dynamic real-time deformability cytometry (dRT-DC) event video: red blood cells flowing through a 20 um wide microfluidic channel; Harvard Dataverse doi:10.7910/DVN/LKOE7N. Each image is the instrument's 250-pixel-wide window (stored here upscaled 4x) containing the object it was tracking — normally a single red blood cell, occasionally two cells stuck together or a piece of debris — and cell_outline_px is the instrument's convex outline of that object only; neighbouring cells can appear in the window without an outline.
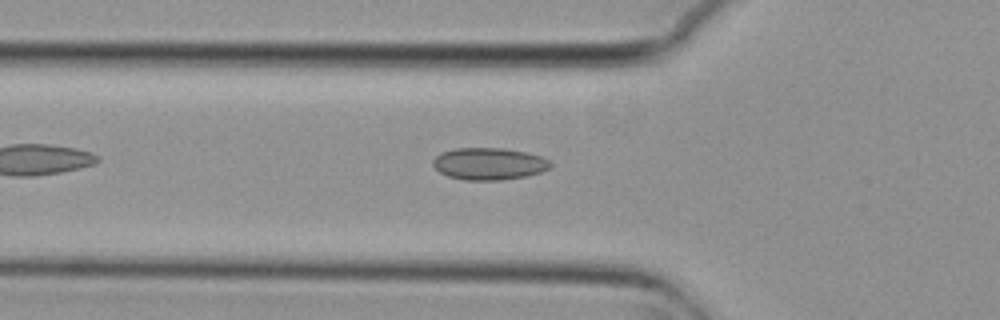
{"species": "common noctule bat (a hibernating species)", "species_latin": "Nyctalus noctula", "temperature_condition": "cold", "stored_images_in_passage": 41, "camera_frame_rate_fps": 3000, "um_per_image_px": 0.085, "animal": {"sex": "female", "body_mass_g": 29.2, "forearm_length_mm": 56.3}, "frame": {"image": 1, "passage_image": 10, "time_ms": 3.0, "image_size_px": [1000, 320], "cell_outline_px": [[552, 164], [548, 168], [540, 172], [524, 176], [500, 180], [464, 180], [448, 176], [440, 172], [432, 164], [432, 160], [440, 152], [456, 148], [504, 148], [524, 152], [540, 156], [548, 160]], "centroid_in_image_um": [41.52, 13.91], "position_along_channel_um": 84.3, "area_um2": 21.79}}
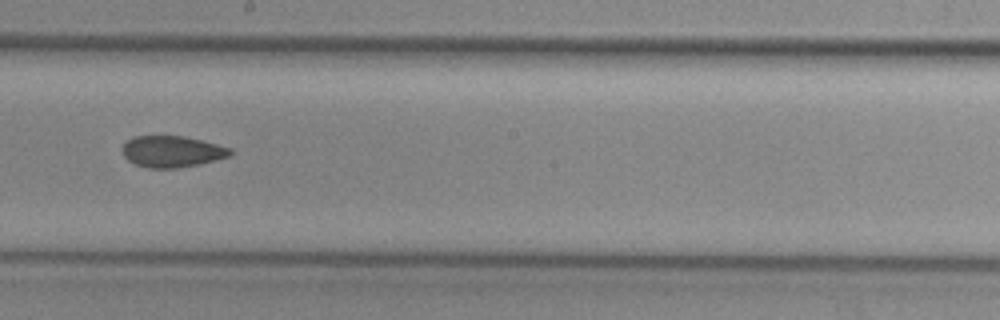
{"frame": {"image": 2, "passage_image": 22, "time_ms": 7.0, "image_size_px": [1000, 320], "cell_outline_px": [[232, 152], [228, 156], [200, 164], [180, 168], [148, 168], [136, 164], [128, 160], [124, 156], [120, 148], [132, 136], [184, 136], [232, 148]], "centroid_in_image_um": [14.58, 12.88], "position_along_channel_um": 233.6, "area_um2": 19.71}}
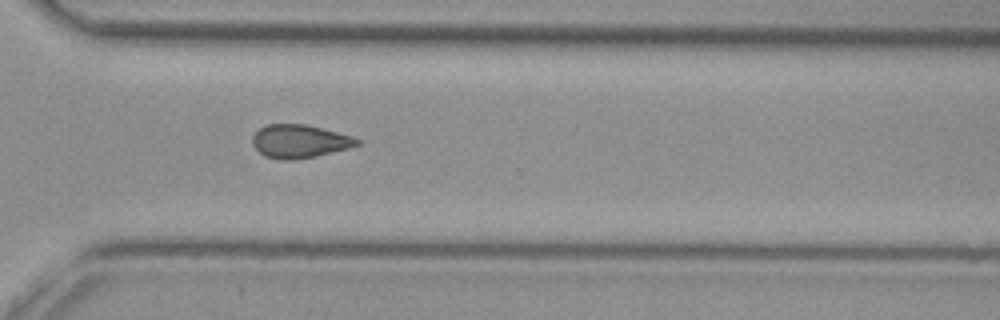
{"frame": {"image": 3, "passage_image": 31, "time_ms": 10.0, "image_size_px": [1000, 320], "cell_outline_px": [[360, 144], [348, 148], [316, 156], [292, 160], [280, 160], [264, 156], [252, 144], [252, 136], [260, 128], [268, 124], [304, 124], [352, 136], [360, 140]], "centroid_in_image_um": [25.44, 12.02], "position_along_channel_um": 345.2, "area_um2": 20.11}, "authors_computed_cell_mechanics": {"area_um2": 20.6346, "velocity_mm_per_s": 3.7177, "shape_relaxation_time_tau1_ms": null, "shape_relaxation_time_tau2_ms": 7.6406, "deformation_change_tau1": null, "deformation_change_tau2": 0.1352}}